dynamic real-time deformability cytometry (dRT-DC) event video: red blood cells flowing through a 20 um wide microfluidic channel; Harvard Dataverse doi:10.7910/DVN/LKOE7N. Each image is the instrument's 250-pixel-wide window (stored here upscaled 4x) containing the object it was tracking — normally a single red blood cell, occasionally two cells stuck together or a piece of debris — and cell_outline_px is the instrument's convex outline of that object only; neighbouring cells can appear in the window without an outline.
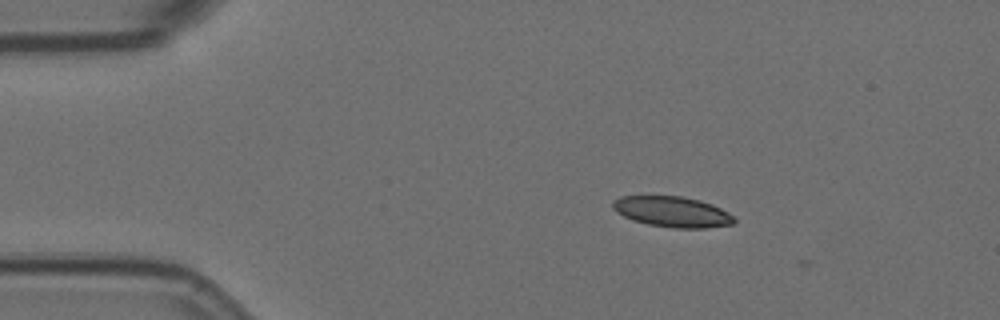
{"species": "Egyptian fruit bat (a non-hibernating species)", "species_latin": "Rousettus aegyptiacus", "temperature_condition": "room temperature", "stored_images_in_passage": 2, "camera_frame_rate_fps": 3000, "um_per_image_px": 0.085, "animal": {"sex": "female"}, "frame": {"image": 1, "passage_image": 1, "time_ms": 0.0, "image_size_px": [1000, 320], "cell_outline_px": [[736, 220], [732, 224], [704, 228], [672, 228], [648, 224], [632, 220], [616, 212], [612, 208], [612, 200], [620, 196], [680, 196], [700, 200], [712, 204], [728, 212]], "centroid_in_image_um": [57.11, 17.99], "position_along_channel_um": 27.9, "area_um2": 21.68}}